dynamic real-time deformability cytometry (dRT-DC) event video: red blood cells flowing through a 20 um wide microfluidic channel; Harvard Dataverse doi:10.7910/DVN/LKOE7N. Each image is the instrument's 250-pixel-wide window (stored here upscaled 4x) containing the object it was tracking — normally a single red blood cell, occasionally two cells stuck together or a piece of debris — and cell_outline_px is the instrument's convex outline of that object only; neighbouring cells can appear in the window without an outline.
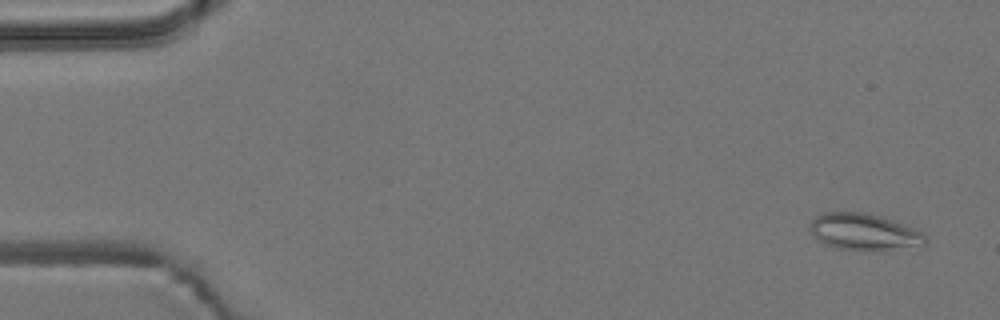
{"species": "common noctule bat (a hibernating species)", "species_latin": "Nyctalus noctula", "temperature_condition": "room temperature", "stored_images_in_passage": 4, "camera_frame_rate_fps": 3000, "um_per_image_px": 0.085, "animal": {"sex": "male", "body_mass_g": 19.2, "forearm_length_mm": 51.8}, "frame": {"image": 1, "passage_image": 1, "time_ms": 0.0, "image_size_px": [1000, 320], "cell_outline_px": [[928, 240], [924, 244], [884, 252], [840, 248], [824, 244], [808, 228], [808, 224], [816, 216], [824, 212], [864, 212], [880, 216], [892, 220], [912, 228], [920, 232]], "centroid_in_image_um": [73.43, 19.72], "position_along_channel_um": 11.6, "area_um2": 24.57}}